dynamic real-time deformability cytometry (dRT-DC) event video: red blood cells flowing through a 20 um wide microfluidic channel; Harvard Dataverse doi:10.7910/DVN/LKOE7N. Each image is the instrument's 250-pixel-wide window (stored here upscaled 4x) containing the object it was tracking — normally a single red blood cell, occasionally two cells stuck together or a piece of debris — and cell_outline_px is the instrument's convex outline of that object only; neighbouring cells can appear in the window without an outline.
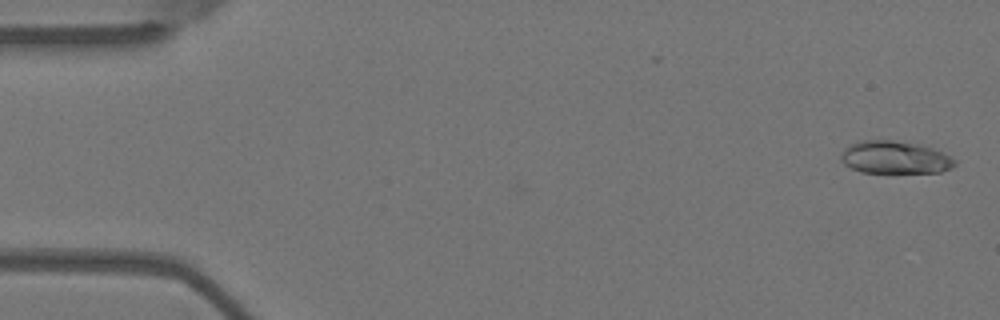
{"species": "Egyptian fruit bat (a non-hibernating species)", "species_latin": "Rousettus aegyptiacus", "temperature_condition": "warm", "stored_images_in_passage": 35, "camera_frame_rate_fps": 3000, "um_per_image_px": 0.085, "animal": {"sex": "female"}, "frame": {"image": 1, "passage_image": 2, "time_ms": 0.333, "image_size_px": [1000, 320], "cell_outline_px": [[956, 164], [952, 168], [940, 172], [860, 172], [844, 164], [840, 160], [840, 156], [844, 148], [848, 144], [860, 140], [892, 140], [920, 144], [932, 148], [952, 156], [956, 160]], "centroid_in_image_um": [76.06, 13.37], "position_along_channel_um": 8.9, "area_um2": 21.85}}
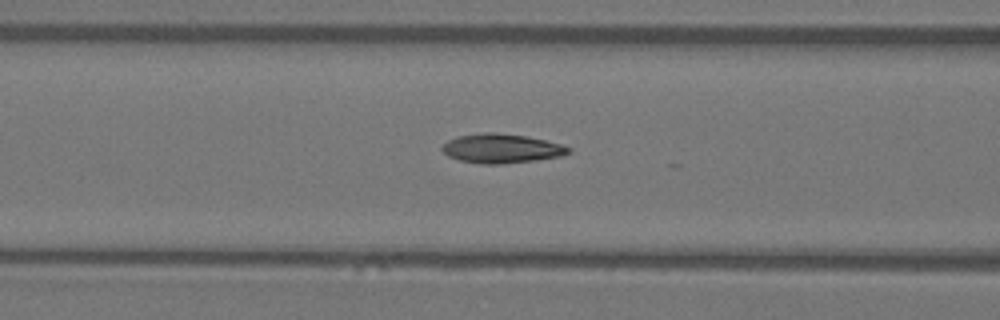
{"frame": {"image": 2, "passage_image": 22, "time_ms": 7.0, "image_size_px": [1000, 320], "cell_outline_px": [[572, 152], [560, 156], [536, 160], [500, 164], [480, 164], [460, 160], [448, 156], [440, 148], [448, 140], [456, 136], [484, 132], [496, 132], [524, 136], [544, 140], [560, 144], [572, 148]], "centroid_in_image_um": [42.61, 12.62], "position_along_channel_um": 124.0, "area_um2": 21.5}}
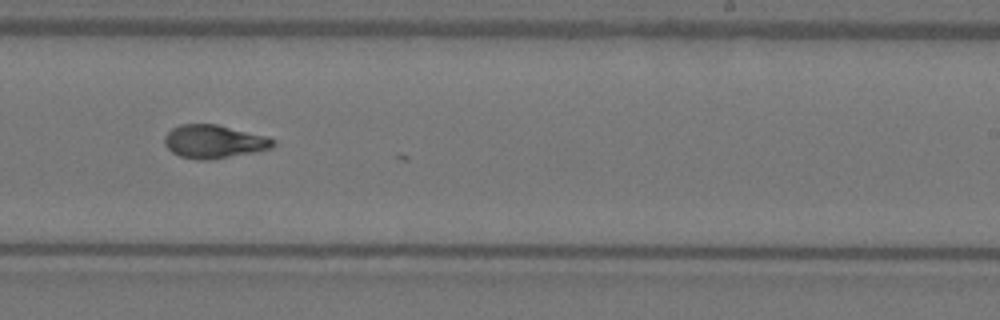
{"frame": {"image": 3, "passage_image": 34, "time_ms": 11.0, "image_size_px": [1000, 320], "cell_outline_px": [[276, 144], [272, 148], [252, 152], [208, 160], [200, 160], [180, 156], [172, 152], [164, 144], [164, 136], [172, 128], [180, 124], [216, 124], [268, 136], [276, 140]], "centroid_in_image_um": [18.19, 12.02], "position_along_channel_um": 270.8, "area_um2": 21.04}}